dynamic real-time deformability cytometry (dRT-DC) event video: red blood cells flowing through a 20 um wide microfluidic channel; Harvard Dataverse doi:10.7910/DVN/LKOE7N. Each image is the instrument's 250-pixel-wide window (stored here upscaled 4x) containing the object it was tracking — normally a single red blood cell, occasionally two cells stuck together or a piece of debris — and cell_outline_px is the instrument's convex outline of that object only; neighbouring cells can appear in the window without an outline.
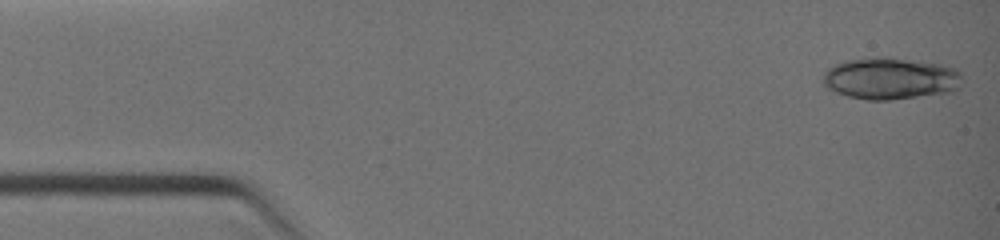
{"species": "common noctule bat (a hibernating species)", "species_latin": "Nyctalus noctula", "temperature_condition": "warm", "stored_images_in_passage": 11, "camera_frame_rate_fps": 3000, "um_per_image_px": 0.085, "animal": {"sex": "female", "body_mass_g": 19.0, "forearm_length_mm": 51.5}, "frame": {"image": 1, "passage_image": 1, "time_ms": 0.0, "image_size_px": [1000, 240], "cell_outline_px": [[960, 88], [948, 92], [888, 100], [868, 100], [848, 96], [836, 92], [828, 88], [820, 80], [824, 72], [828, 68], [836, 64], [848, 60], [876, 56], [892, 56], [940, 64], [956, 68], [960, 72]], "centroid_in_image_um": [75.66, 6.65], "position_along_channel_um": 9.3, "area_um2": 34.16}}
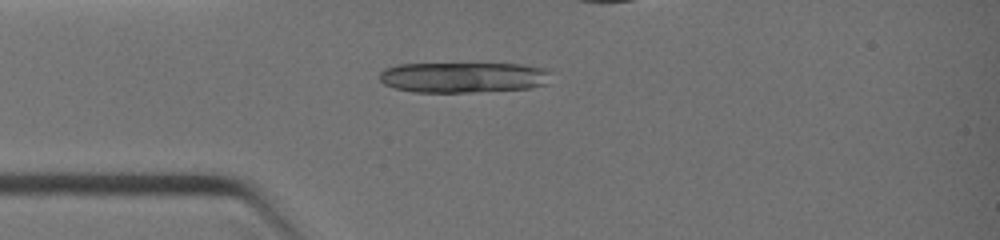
{"frame": {"image": 2, "passage_image": 7, "time_ms": 2.667, "image_size_px": [1000, 240], "cell_outline_px": [[548, 84], [528, 88], [476, 92], [412, 92], [392, 88], [384, 84], [380, 80], [380, 72], [384, 68], [396, 64], [520, 64], [544, 68], [548, 72]], "centroid_in_image_um": [39.32, 6.58], "position_along_channel_um": 45.7, "area_um2": 30.58}}